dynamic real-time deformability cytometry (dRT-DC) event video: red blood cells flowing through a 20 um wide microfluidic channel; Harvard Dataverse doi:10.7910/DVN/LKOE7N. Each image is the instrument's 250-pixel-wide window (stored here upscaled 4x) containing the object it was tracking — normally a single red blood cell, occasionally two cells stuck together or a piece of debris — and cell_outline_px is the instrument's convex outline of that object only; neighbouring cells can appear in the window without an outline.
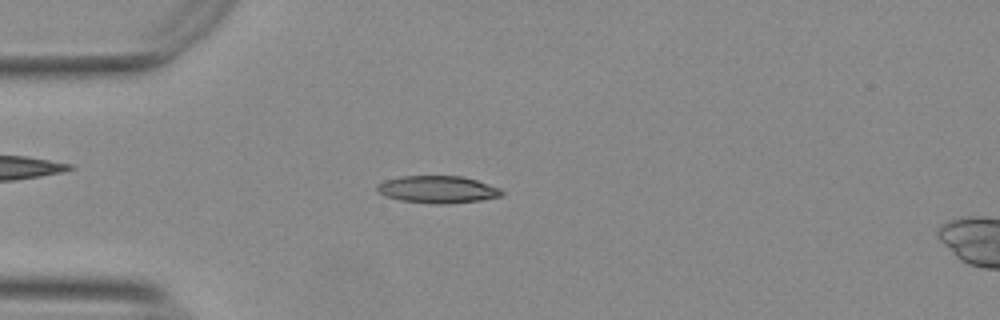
{"species": "Egyptian fruit bat (a non-hibernating species)", "species_latin": "Rousettus aegyptiacus", "temperature_condition": "warm", "stored_images_in_passage": 10, "camera_frame_rate_fps": 3000, "um_per_image_px": 0.085, "animal": {"sex": "female"}, "frame": {"image": 1, "passage_image": 7, "time_ms": 2.0, "image_size_px": [1000, 320], "cell_outline_px": [[504, 192], [500, 196], [480, 200], [448, 204], [436, 204], [400, 200], [388, 196], [380, 192], [376, 188], [376, 184], [384, 180], [400, 176], [464, 176], [500, 188]], "centroid_in_image_um": [37.2, 16.09], "position_along_channel_um": 47.8, "area_um2": 19.71}}